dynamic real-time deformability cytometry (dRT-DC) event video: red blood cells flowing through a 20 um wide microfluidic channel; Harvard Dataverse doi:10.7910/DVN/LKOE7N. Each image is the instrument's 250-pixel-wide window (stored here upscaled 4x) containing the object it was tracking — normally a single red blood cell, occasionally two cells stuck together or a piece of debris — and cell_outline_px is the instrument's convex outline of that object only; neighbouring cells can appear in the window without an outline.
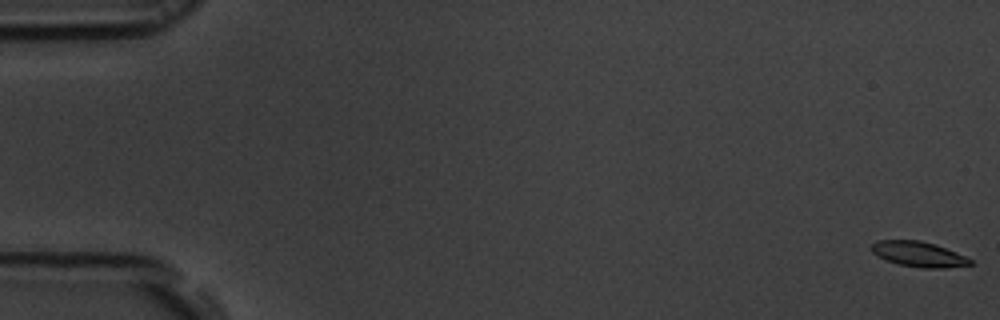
{"species": "common noctule bat (a hibernating species)", "species_latin": "Nyctalus noctula", "temperature_condition": "room temperature", "stored_images_in_passage": 56, "camera_frame_rate_fps": 3000, "um_per_image_px": 0.085, "animal": {"sex": "male", "body_mass_g": 19.5, "forearm_length_mm": 54.6}, "frame": {"image": 1, "passage_image": 1, "time_ms": 0.0, "image_size_px": [1000, 320], "cell_outline_px": [[972, 264], [944, 268], [924, 268], [900, 264], [888, 260], [872, 252], [872, 244], [876, 240], [920, 240], [936, 244], [956, 252], [972, 260]], "centroid_in_image_um": [78.1, 21.59], "position_along_channel_um": 6.9, "area_um2": 14.28}}
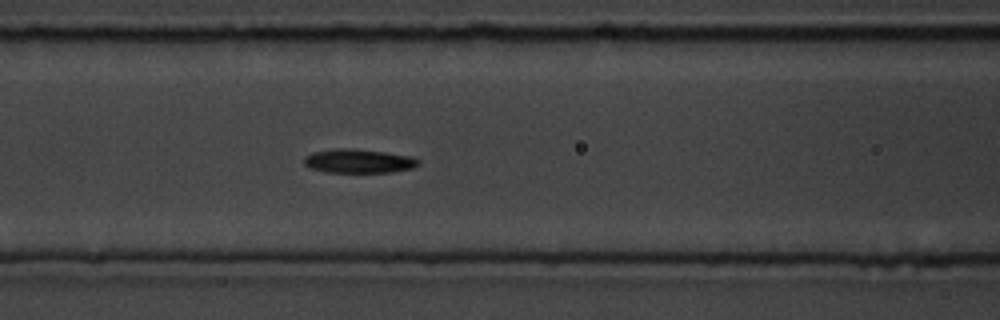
{"frame": {"image": 2, "passage_image": 24, "time_ms": 7.667, "image_size_px": [1000, 320], "cell_outline_px": [[420, 164], [412, 168], [392, 172], [328, 172], [312, 168], [304, 164], [304, 156], [312, 152], [336, 148], [352, 148], [384, 152], [412, 156], [420, 160]], "centroid_in_image_um": [30.5, 13.68], "position_along_channel_um": 136.1, "area_um2": 15.95}}
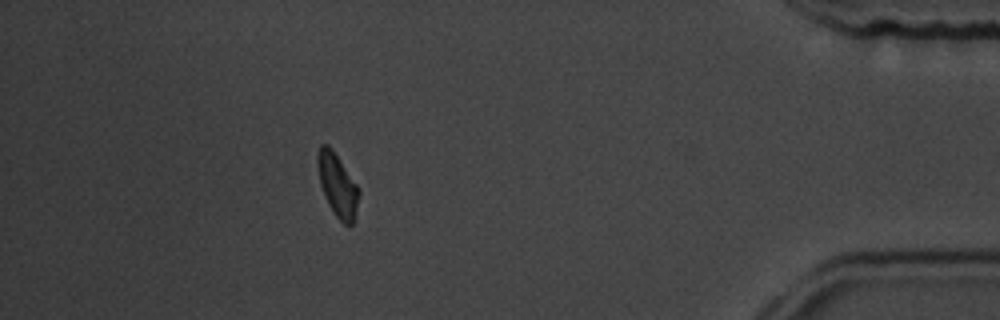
{"frame": {"image": 3, "passage_image": 50, "time_ms": 16.333, "image_size_px": [1000, 320], "cell_outline_px": [[360, 192], [352, 224], [348, 228], [336, 216], [328, 204], [320, 184], [316, 164], [316, 156], [320, 144], [328, 144], [332, 148], [360, 188]], "centroid_in_image_um": [28.67, 15.7], "position_along_channel_um": 406.5, "area_um2": 15.32}, "authors_computed_cell_mechanics": {"area_um2": 15.1725, "velocity_mm_per_s": 3.7068, "shape_relaxation_time_tau1_ms": 2.916, "shape_relaxation_time_tau2_ms": null, "deformation_change_tau1": 0.1216, "deformation_change_tau2": null}}